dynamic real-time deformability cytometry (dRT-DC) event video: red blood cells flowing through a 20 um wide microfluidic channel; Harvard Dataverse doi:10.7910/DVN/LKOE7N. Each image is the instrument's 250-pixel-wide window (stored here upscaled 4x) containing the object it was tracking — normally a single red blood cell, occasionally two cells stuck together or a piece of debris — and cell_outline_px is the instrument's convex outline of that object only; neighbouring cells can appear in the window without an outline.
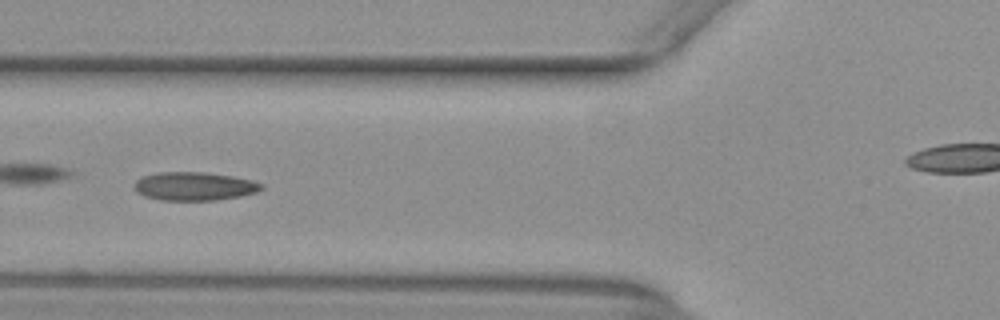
{"species": "common noctule bat (a hibernating species)", "species_latin": "Nyctalus noctula", "temperature_condition": "warm", "stored_images_in_passage": 18, "camera_frame_rate_fps": 3000, "um_per_image_px": 0.085, "animal": {"sex": "female", "body_mass_g": 29.2, "forearm_length_mm": 56.3}, "frame": {"image": 1, "passage_image": 6, "time_ms": 1.667, "image_size_px": [1000, 320], "cell_outline_px": [[264, 188], [256, 192], [240, 196], [216, 200], [160, 200], [144, 196], [136, 192], [132, 184], [136, 180], [144, 176], [160, 172], [204, 172], [232, 176], [252, 180], [264, 184]], "centroid_in_image_um": [16.51, 15.83], "position_along_channel_um": 109.3, "area_um2": 21.15}}